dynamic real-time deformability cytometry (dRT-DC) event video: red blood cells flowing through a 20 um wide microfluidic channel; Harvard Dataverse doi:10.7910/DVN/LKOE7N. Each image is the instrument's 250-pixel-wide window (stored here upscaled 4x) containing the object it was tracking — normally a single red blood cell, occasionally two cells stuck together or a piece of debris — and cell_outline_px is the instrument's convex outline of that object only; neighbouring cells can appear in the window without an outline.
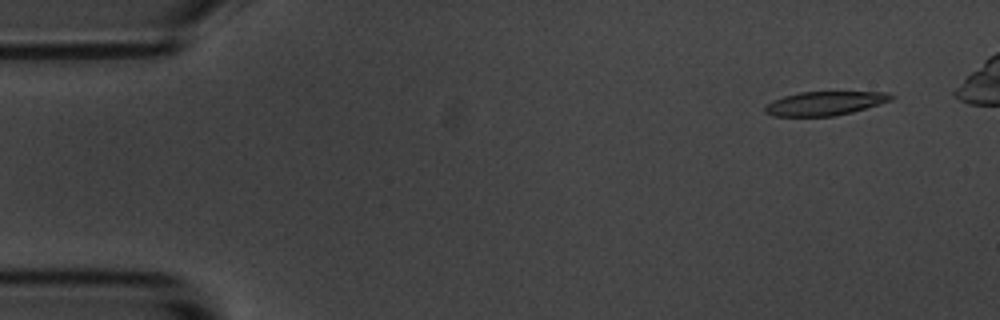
{"species": "common noctule bat (a hibernating species)", "species_latin": "Nyctalus noctula", "temperature_condition": "room temperature", "stored_images_in_passage": 5, "camera_frame_rate_fps": 3000, "um_per_image_px": 0.085, "animal": {"sex": "male", "body_mass_g": 20.1, "forearm_length_mm": 53.5}, "frame": {"image": 1, "passage_image": 1, "time_ms": 0.0, "image_size_px": [1000, 320], "cell_outline_px": [[896, 96], [892, 100], [852, 112], [832, 116], [772, 116], [764, 112], [764, 104], [772, 100], [784, 96], [800, 92], [888, 92]], "centroid_in_image_um": [70.08, 8.78], "position_along_channel_um": 14.9, "area_um2": 17.63}}